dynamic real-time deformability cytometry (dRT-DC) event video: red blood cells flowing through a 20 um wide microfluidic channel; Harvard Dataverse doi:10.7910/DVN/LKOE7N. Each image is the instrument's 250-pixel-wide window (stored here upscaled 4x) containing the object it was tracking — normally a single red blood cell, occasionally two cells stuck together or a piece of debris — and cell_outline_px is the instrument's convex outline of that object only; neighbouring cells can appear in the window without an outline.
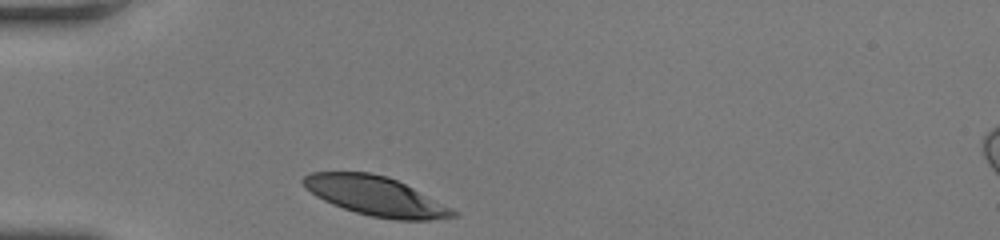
{"species": "human", "species_latin": "Homo sapiens", "temperature_condition": "room temperature", "stored_images_in_passage": 28, "camera_frame_rate_fps": 3000, "um_per_image_px": 0.085, "donor": {"sex": "female"}, "frame": {"image": 1, "passage_image": 1, "time_ms": 0.0, "image_size_px": [1000, 240], "cell_outline_px": [[460, 216], [428, 220], [396, 220], [372, 216], [356, 212], [332, 204], [316, 196], [304, 188], [300, 180], [304, 176], [312, 172], [368, 172], [388, 176], [460, 212]], "centroid_in_image_um": [31.92, 16.66], "position_along_channel_um": 53.1, "area_um2": 34.1}}
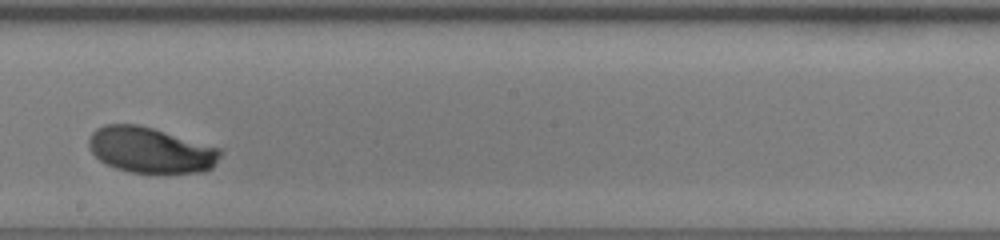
{"frame": {"image": 2, "passage_image": 16, "time_ms": 5.0, "image_size_px": [1000, 240], "cell_outline_px": [[220, 156], [212, 168], [204, 172], [128, 172], [116, 168], [100, 160], [88, 148], [88, 136], [96, 128], [104, 124], [136, 124], [152, 128], [220, 148]], "centroid_in_image_um": [12.75, 12.75], "position_along_channel_um": 235.4, "area_um2": 34.74}}
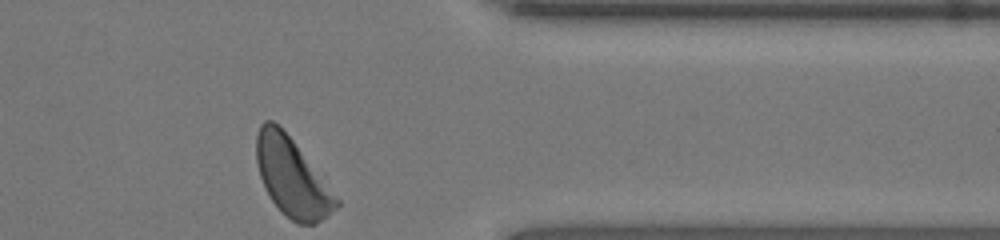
{"frame": {"image": 3, "passage_image": 28, "time_ms": 9.0, "image_size_px": [1000, 240], "cell_outline_px": [[340, 204], [336, 208], [316, 224], [296, 224], [280, 212], [272, 200], [260, 176], [256, 160], [256, 136], [260, 124], [264, 120], [272, 120], [292, 140], [340, 200]], "centroid_in_image_um": [24.81, 15.1], "position_along_channel_um": 386.6, "area_um2": 35.84}, "authors_computed_cell_mechanics": {"area_um2": 35.4603, "velocity_mm_per_s": 4.0137, "shape_relaxation_time_tau1_ms": 2.2364, "shape_relaxation_time_tau2_ms": null, "deformation_change_tau1": 0.1113, "deformation_change_tau2": null}}